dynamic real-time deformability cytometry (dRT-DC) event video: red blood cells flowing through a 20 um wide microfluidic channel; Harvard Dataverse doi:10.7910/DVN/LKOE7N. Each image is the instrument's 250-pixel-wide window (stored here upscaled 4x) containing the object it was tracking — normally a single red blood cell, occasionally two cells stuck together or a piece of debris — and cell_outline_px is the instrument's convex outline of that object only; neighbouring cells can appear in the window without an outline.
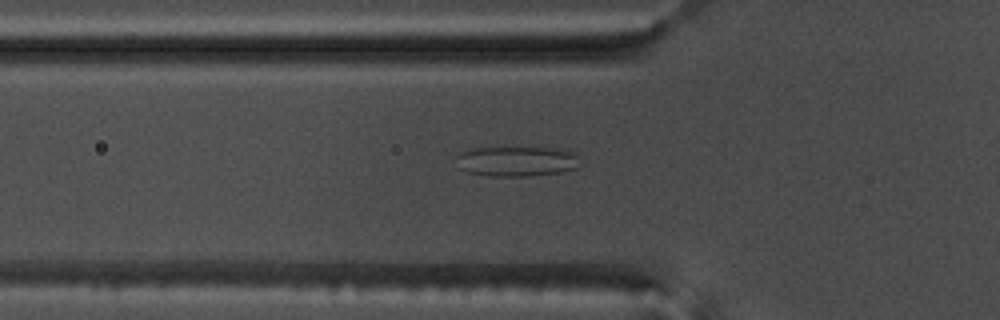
{"species": "common noctule bat (a hibernating species)", "species_latin": "Nyctalus noctula", "temperature_condition": "warm", "stored_images_in_passage": 54, "camera_frame_rate_fps": 3000, "um_per_image_px": 0.085, "animal": {"sex": "male", "body_mass_g": 17.5, "forearm_length_mm": 52.3}, "frame": {"image": 1, "passage_image": 19, "time_ms": 6.0, "image_size_px": [1000, 320], "cell_outline_px": [[580, 164], [576, 168], [560, 172], [528, 176], [488, 176], [468, 172], [460, 168], [456, 156], [456, 152], [472, 148], [552, 148], [572, 152], [576, 156]], "centroid_in_image_um": [43.86, 13.71], "position_along_channel_um": 81.9, "area_um2": 21.56}}
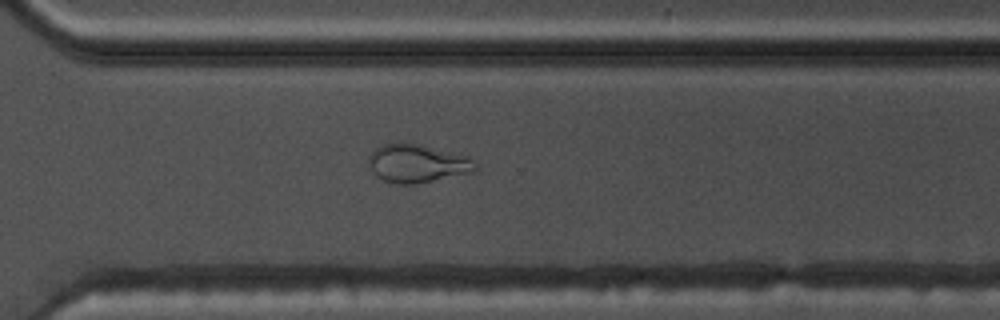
{"frame": {"image": 2, "passage_image": 39, "time_ms": 12.667, "image_size_px": [1000, 320], "cell_outline_px": [[476, 172], [416, 184], [396, 184], [384, 180], [376, 176], [372, 172], [368, 160], [372, 152], [376, 148], [384, 144], [416, 144], [468, 156], [476, 164]], "centroid_in_image_um": [35.48, 13.93], "position_along_channel_um": 335.1, "area_um2": 23.47}}
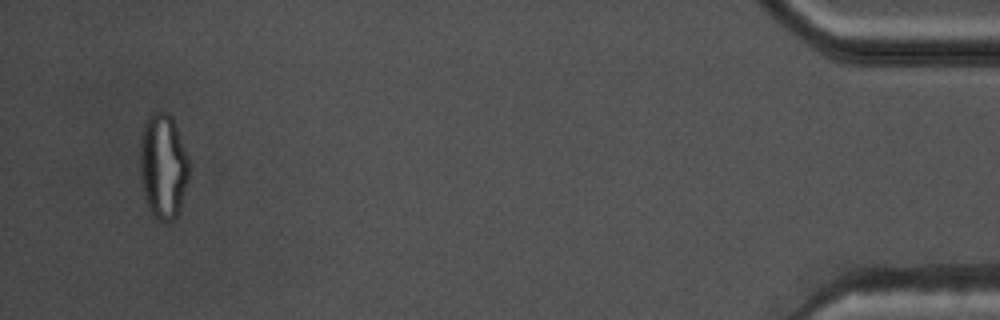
{"frame": {"image": 3, "passage_image": 52, "time_ms": 17.0, "image_size_px": [1000, 320], "cell_outline_px": [[188, 176], [180, 212], [172, 220], [156, 220], [152, 216], [148, 208], [144, 196], [140, 180], [140, 140], [144, 124], [148, 116], [152, 112], [168, 112], [172, 116], [188, 156]], "centroid_in_image_um": [13.85, 14.13], "position_along_channel_um": 421.4, "area_um2": 30.29}, "authors_computed_cell_mechanics": {"area_um2": 24.3627, "velocity_mm_per_s": 3.7992, "shape_relaxation_time_tau1_ms": null, "shape_relaxation_time_tau2_ms": 0.9653, "deformation_change_tau1": null, "deformation_change_tau2": 0.0634}}